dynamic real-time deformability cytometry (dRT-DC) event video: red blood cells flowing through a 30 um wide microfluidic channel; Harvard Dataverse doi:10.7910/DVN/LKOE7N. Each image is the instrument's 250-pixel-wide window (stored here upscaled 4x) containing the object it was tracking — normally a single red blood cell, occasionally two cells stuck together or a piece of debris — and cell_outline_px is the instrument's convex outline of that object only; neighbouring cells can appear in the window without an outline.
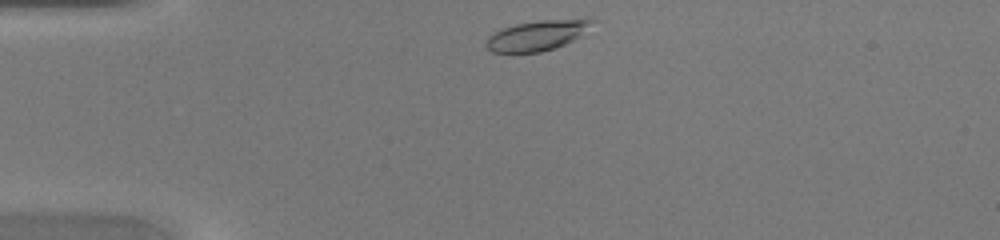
{"species": "common noctule bat (a hibernating species)", "species_latin": "Nyctalus noctula", "temperature_condition": "warm", "stored_images_in_passage": 35, "camera_frame_rate_fps": 3000, "um_per_image_px": 0.085, "animal": {"sex": "female", "body_mass_g": 20.0, "forearm_length_mm": 54.0}, "frame": {"image": 1, "passage_image": 1, "time_ms": 0.0, "image_size_px": [1000, 240], "cell_outline_px": [[596, 20], [580, 36], [564, 44], [540, 52], [492, 52], [484, 44], [488, 36], [500, 28], [516, 24], [540, 20]], "centroid_in_image_um": [45.56, 3.02], "position_along_channel_um": 39.4, "area_um2": 18.15}}
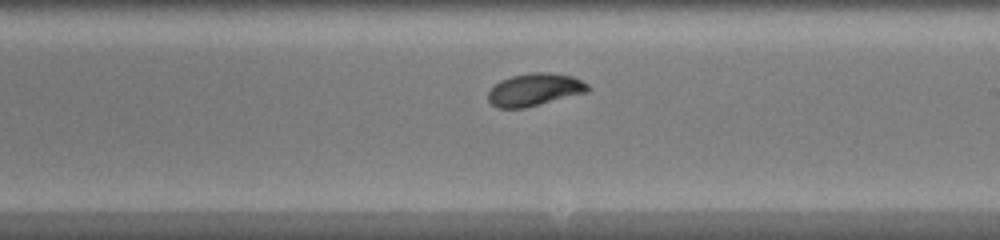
{"frame": {"image": 2, "passage_image": 17, "time_ms": 5.333, "image_size_px": [1000, 240], "cell_outline_px": [[592, 88], [588, 92], [524, 108], [496, 108], [488, 100], [488, 92], [500, 80], [512, 76], [532, 72], [548, 72], [572, 76], [588, 84]], "centroid_in_image_um": [45.45, 7.62], "position_along_channel_um": 243.5, "area_um2": 18.9}}
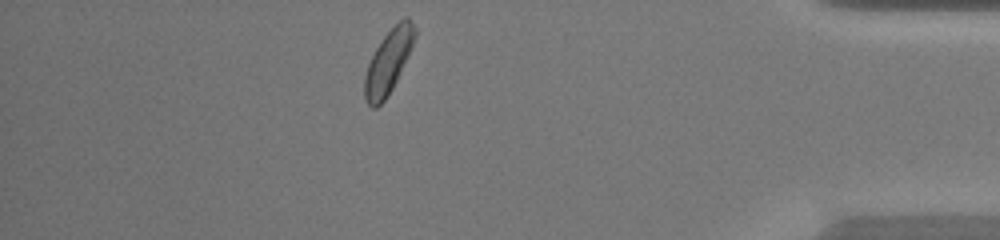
{"frame": {"image": 3, "passage_image": 30, "time_ms": 9.667, "image_size_px": [1000, 240], "cell_outline_px": [[416, 36], [396, 80], [392, 88], [384, 100], [376, 108], [372, 108], [364, 100], [364, 76], [368, 64], [380, 40], [404, 16], [408, 16], [416, 28]], "centroid_in_image_um": [32.99, 5.24], "position_along_channel_um": 402.2, "area_um2": 18.26}}